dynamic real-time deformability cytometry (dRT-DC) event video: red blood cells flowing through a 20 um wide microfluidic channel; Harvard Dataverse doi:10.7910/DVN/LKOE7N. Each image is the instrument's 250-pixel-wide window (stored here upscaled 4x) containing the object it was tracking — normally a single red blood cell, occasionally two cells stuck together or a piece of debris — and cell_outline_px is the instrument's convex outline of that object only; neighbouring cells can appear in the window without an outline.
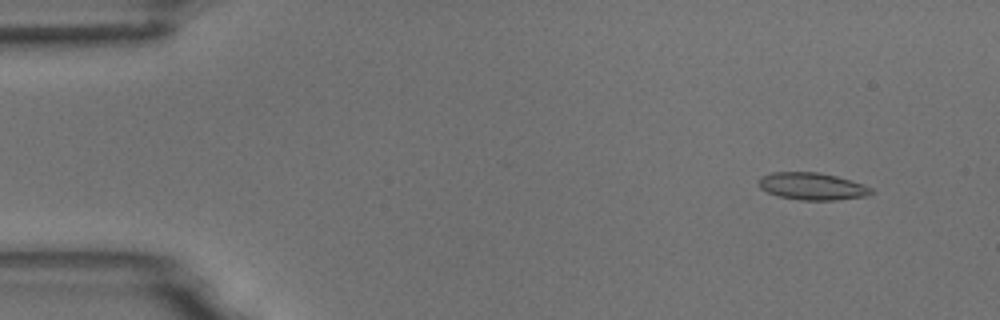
{"species": "common noctule bat (a hibernating species)", "species_latin": "Nyctalus noctula", "temperature_condition": "room temperature", "stored_images_in_passage": 5, "camera_frame_rate_fps": 3000, "um_per_image_px": 0.085, "animal": {"sex": "male", "body_mass_g": 18.8}, "frame": {"image": 1, "passage_image": 2, "time_ms": 1.0, "image_size_px": [1000, 320], "cell_outline_px": [[876, 192], [864, 196], [836, 200], [800, 200], [776, 196], [760, 188], [760, 176], [772, 172], [816, 172], [836, 176], [864, 184], [872, 188]], "centroid_in_image_um": [69.04, 15.84], "position_along_channel_um": 16.0, "area_um2": 17.86}}
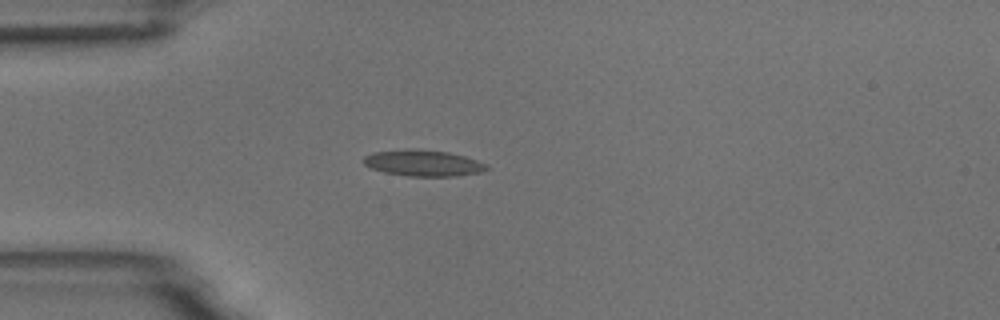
{"frame": {"image": 2, "passage_image": 5, "time_ms": 4.333, "image_size_px": [1000, 320], "cell_outline_px": [[492, 168], [480, 172], [456, 176], [408, 176], [384, 172], [372, 168], [364, 164], [364, 156], [372, 152], [448, 152], [464, 156], [476, 160]], "centroid_in_image_um": [36.03, 13.92], "position_along_channel_um": 49.0, "area_um2": 17.63}}